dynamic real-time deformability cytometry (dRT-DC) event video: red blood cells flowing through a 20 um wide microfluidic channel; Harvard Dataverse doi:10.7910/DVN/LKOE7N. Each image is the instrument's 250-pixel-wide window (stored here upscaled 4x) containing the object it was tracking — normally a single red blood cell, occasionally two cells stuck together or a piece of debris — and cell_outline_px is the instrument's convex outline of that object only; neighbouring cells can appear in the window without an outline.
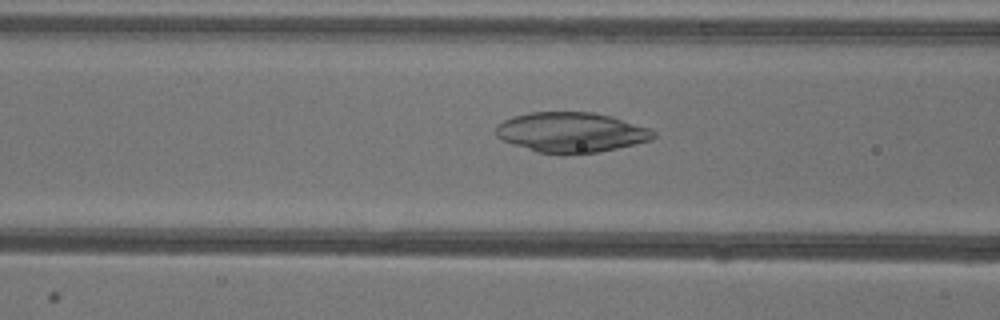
{"species": "common noctule bat (a hibernating species)", "species_latin": "Nyctalus noctula", "temperature_condition": "warm", "stored_images_in_passage": 21, "camera_frame_rate_fps": 3000, "um_per_image_px": 0.085, "animal": {"sex": "female"}, "frame": {"image": 1, "passage_image": 17, "time_ms": 5.333, "image_size_px": [1000, 320], "cell_outline_px": [[656, 136], [652, 140], [616, 148], [596, 152], [536, 152], [512, 144], [496, 136], [496, 124], [512, 116], [528, 112], [592, 112], [612, 116], [652, 128], [656, 132]], "centroid_in_image_um": [48.57, 11.21], "position_along_channel_um": 118.0, "area_um2": 36.53}}
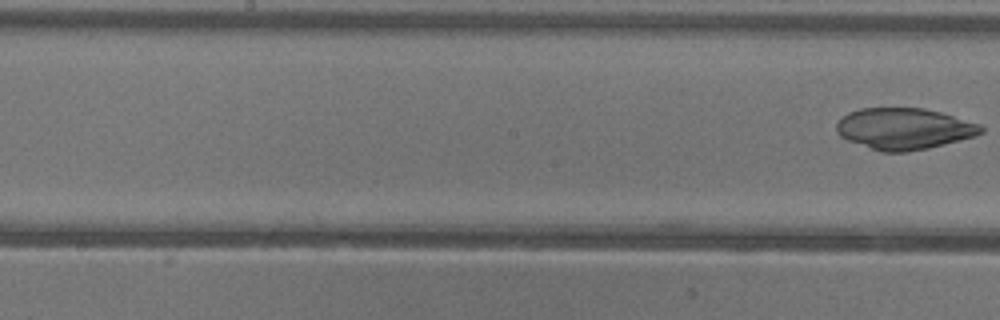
{"frame": {"image": 2, "passage_image": 21, "time_ms": 6.667, "image_size_px": [1000, 320], "cell_outline_px": [[984, 132], [976, 136], [928, 148], [904, 152], [880, 152], [848, 140], [840, 136], [836, 132], [836, 124], [848, 112], [860, 108], [924, 108], [940, 112], [980, 124], [984, 128]], "centroid_in_image_um": [76.85, 10.94], "position_along_channel_um": 171.4, "area_um2": 34.8}}